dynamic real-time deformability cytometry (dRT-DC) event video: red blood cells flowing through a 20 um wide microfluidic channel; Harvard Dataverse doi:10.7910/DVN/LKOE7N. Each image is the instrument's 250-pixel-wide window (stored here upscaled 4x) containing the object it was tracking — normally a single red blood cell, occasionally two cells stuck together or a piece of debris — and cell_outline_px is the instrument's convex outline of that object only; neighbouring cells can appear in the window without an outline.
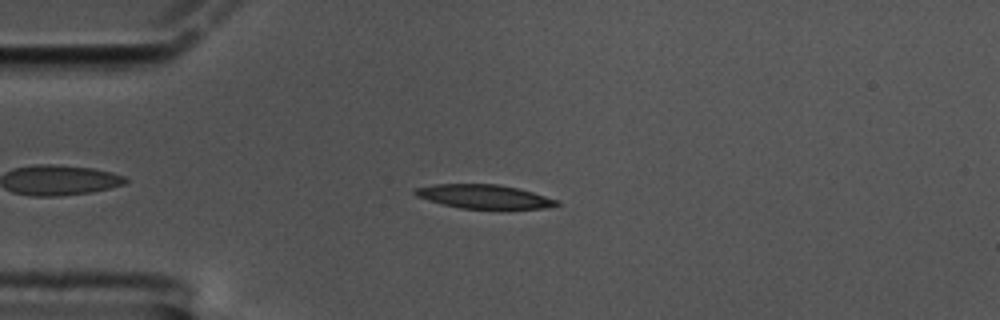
{"species": "common noctule bat (a hibernating species)", "species_latin": "Nyctalus noctula", "temperature_condition": "cold", "stored_images_in_passage": 49, "camera_frame_rate_fps": 3000, "um_per_image_px": 0.085, "animal": {"sex": "male", "body_mass_g": 17.5, "forearm_length_mm": 52.3}, "frame": {"image": 1, "passage_image": 4, "time_ms": 1.0, "image_size_px": [1000, 320], "cell_outline_px": [[560, 204], [544, 208], [460, 208], [428, 200], [416, 196], [412, 192], [416, 188], [436, 184], [496, 184], [516, 188], [532, 192], [560, 200]], "centroid_in_image_um": [41.14, 16.7], "position_along_channel_um": 43.9, "area_um2": 19.36}}
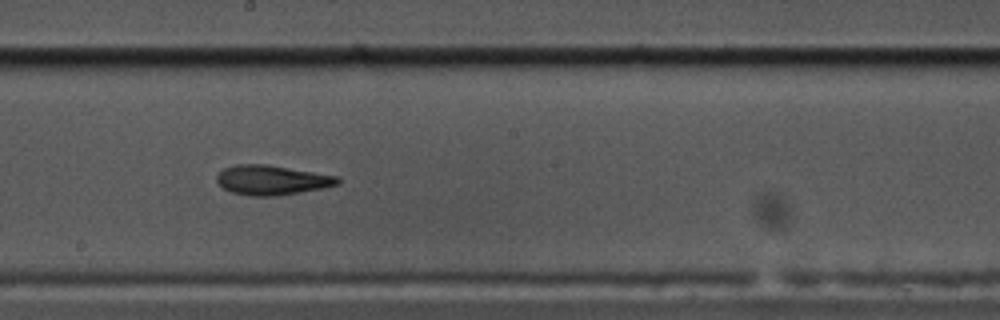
{"frame": {"image": 2, "passage_image": 22, "time_ms": 7.0, "image_size_px": [1000, 320], "cell_outline_px": [[340, 184], [324, 188], [276, 196], [248, 196], [232, 192], [224, 188], [216, 180], [216, 176], [224, 168], [236, 164], [268, 164], [340, 176]], "centroid_in_image_um": [23.15, 15.3], "position_along_channel_um": 225.1, "area_um2": 21.1}}
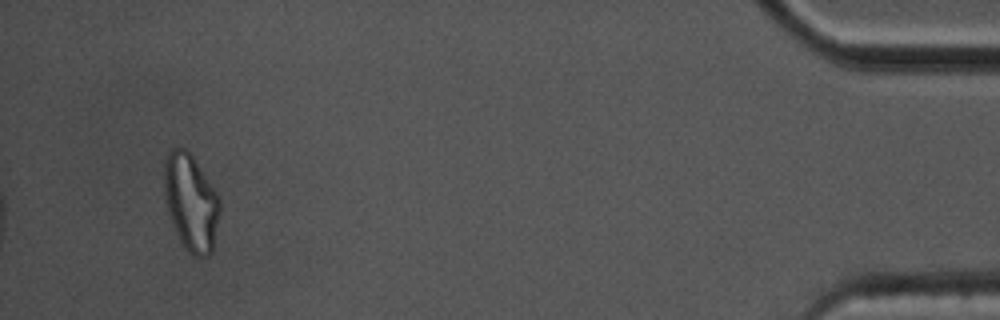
{"frame": {"image": 3, "passage_image": 46, "time_ms": 15.0, "image_size_px": [1000, 320], "cell_outline_px": [[220, 212], [212, 252], [208, 256], [192, 256], [184, 248], [176, 232], [164, 196], [164, 160], [168, 152], [172, 148], [184, 148], [192, 156], [216, 192], [220, 200]], "centroid_in_image_um": [16.23, 17.22], "position_along_channel_um": 419.0, "area_um2": 31.04}, "authors_computed_cell_mechanics": {"area_um2": 20.5768, "velocity_mm_per_s": 3.3524, "shape_relaxation_time_tau1_ms": 11.1056, "shape_relaxation_time_tau2_ms": 5.8483, "deformation_change_tau1": 0.2789, "deformation_change_tau2": 0.1675}}